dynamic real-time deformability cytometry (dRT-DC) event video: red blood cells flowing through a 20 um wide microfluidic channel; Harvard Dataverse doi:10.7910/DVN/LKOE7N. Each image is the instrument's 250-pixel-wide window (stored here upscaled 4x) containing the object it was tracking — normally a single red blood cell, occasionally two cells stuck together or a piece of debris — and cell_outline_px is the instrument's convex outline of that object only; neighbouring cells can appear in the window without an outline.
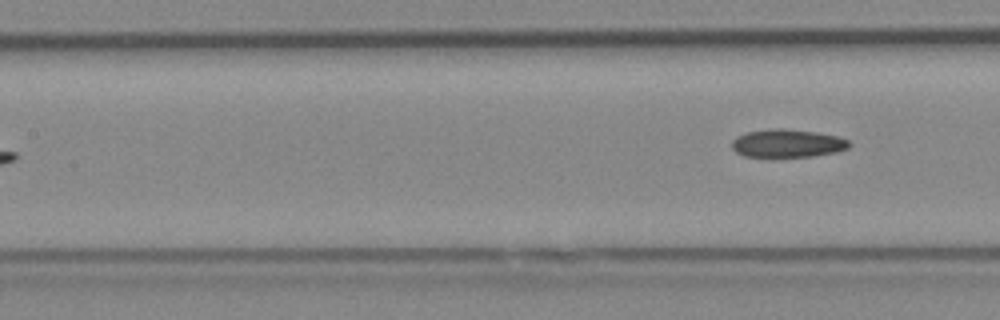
{"species": "Egyptian fruit bat (a non-hibernating species)", "species_latin": "Rousettus aegyptiacus", "temperature_condition": "cold", "stored_images_in_passage": 5, "segment_of_instrument_passage": [2, 2], "camera_frame_rate_fps": 3000, "um_per_image_px": 0.085, "animal": {"sex": "female"}, "frame": {"image": 1, "passage_image": 5, "time_ms": 1.333, "image_size_px": [1000, 320], "cell_outline_px": [[852, 144], [848, 148], [836, 152], [812, 156], [772, 160], [744, 156], [736, 152], [732, 148], [732, 140], [736, 136], [748, 132], [772, 128], [780, 128], [816, 132], [840, 136], [848, 140]], "centroid_in_image_um": [66.9, 12.23], "position_along_channel_um": 140.5, "area_um2": 20.11}}